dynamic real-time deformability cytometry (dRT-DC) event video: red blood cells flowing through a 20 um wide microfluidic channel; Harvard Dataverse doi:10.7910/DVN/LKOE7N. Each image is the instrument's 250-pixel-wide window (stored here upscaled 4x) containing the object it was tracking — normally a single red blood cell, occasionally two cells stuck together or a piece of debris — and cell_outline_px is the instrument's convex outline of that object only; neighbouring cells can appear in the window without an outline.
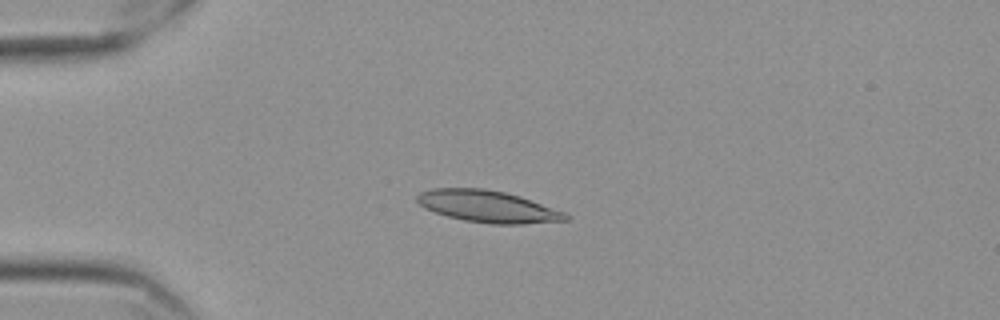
{"species": "Egyptian fruit bat (a non-hibernating species)", "species_latin": "Rousettus aegyptiacus", "temperature_condition": "cold", "stored_images_in_passage": 52, "camera_frame_rate_fps": 3000, "um_per_image_px": 0.085, "frame": {"image": 1, "passage_image": 15, "time_ms": 4.667, "image_size_px": [1000, 320], "cell_outline_px": [[568, 220], [524, 224], [488, 224], [464, 220], [448, 216], [424, 208], [416, 200], [416, 196], [420, 192], [432, 188], [484, 188], [504, 192], [520, 196], [564, 212], [568, 216]], "centroid_in_image_um": [41.44, 17.55], "position_along_channel_um": 43.6, "area_um2": 27.46}}
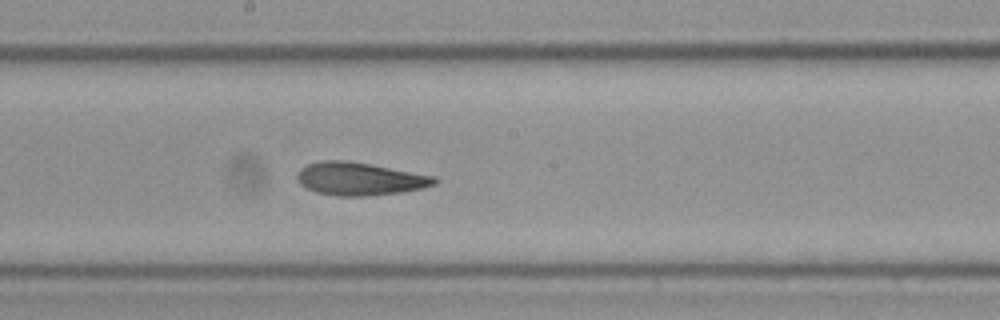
{"frame": {"image": 2, "passage_image": 32, "time_ms": 10.333, "image_size_px": [1000, 320], "cell_outline_px": [[440, 180], [436, 184], [424, 188], [400, 192], [368, 196], [336, 196], [316, 192], [300, 184], [296, 176], [300, 168], [308, 164], [324, 160], [344, 160], [368, 164], [436, 176]], "centroid_in_image_um": [30.59, 15.21], "position_along_channel_um": 217.6, "area_um2": 26.3}}
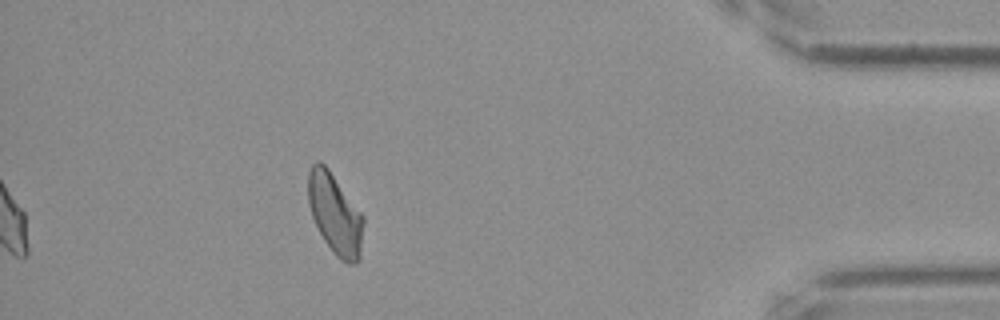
{"frame": {"image": 3, "passage_image": 52, "time_ms": 17.0, "image_size_px": [1000, 320], "cell_outline_px": [[364, 224], [360, 260], [352, 264], [348, 264], [340, 260], [332, 252], [324, 240], [312, 216], [308, 200], [308, 172], [312, 164], [316, 160], [324, 164], [328, 168], [364, 216]], "centroid_in_image_um": [28.49, 18.21], "position_along_channel_um": 406.7, "area_um2": 26.07}, "authors_computed_cell_mechanics": {"area_um2": 26.0967, "velocity_mm_per_s": 3.5292, "shape_relaxation_time_tau1_ms": null, "shape_relaxation_time_tau2_ms": 2.4907, "deformation_change_tau1": null, "deformation_change_tau2": 0.1009}}